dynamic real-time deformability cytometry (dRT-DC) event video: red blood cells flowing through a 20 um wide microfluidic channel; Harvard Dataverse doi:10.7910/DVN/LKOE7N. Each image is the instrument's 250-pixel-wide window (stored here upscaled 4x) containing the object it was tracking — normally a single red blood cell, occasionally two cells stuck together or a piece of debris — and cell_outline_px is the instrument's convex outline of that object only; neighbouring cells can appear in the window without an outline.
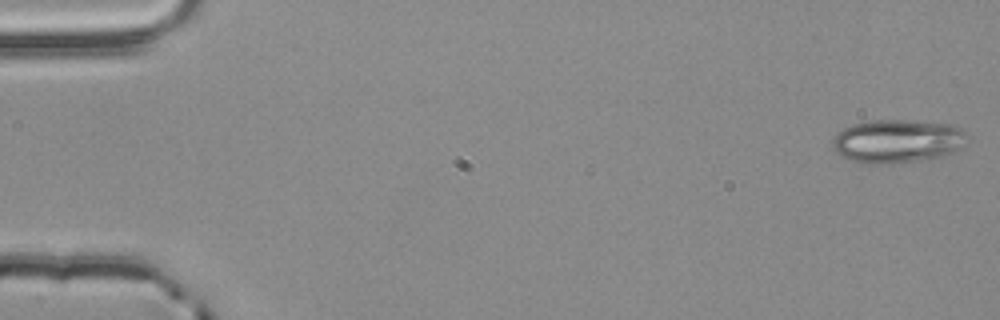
{"species": "common noctule bat (a hibernating species)", "species_latin": "Nyctalus noctula", "temperature_condition": "room temperature", "stored_images_in_passage": 54, "camera_frame_rate_fps": 3000, "um_per_image_px": 0.085, "animal": {"sex": "male", "body_mass_g": 20.4}, "frame": {"image": 1, "passage_image": 1, "time_ms": 0.0, "image_size_px": [1000, 320], "cell_outline_px": [[968, 136], [960, 148], [952, 152], [928, 160], [888, 164], [860, 164], [848, 160], [840, 156], [836, 152], [832, 144], [832, 140], [836, 132], [852, 124], [872, 120], [908, 120], [952, 124], [968, 132]], "centroid_in_image_um": [76.25, 12.01], "position_along_channel_um": 8.8, "area_um2": 34.68}}
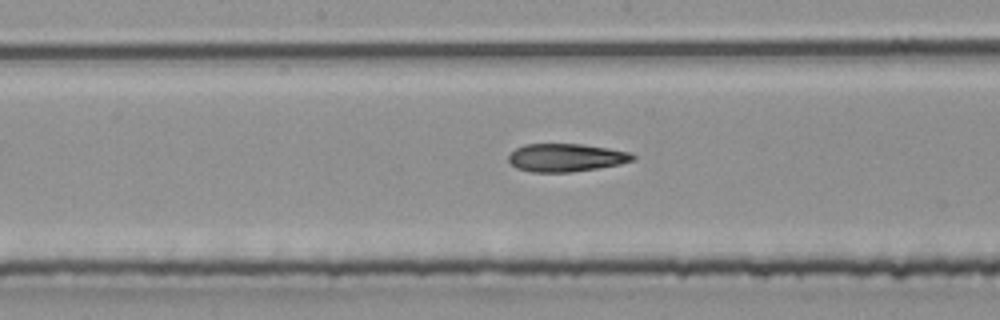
{"frame": {"image": 2, "passage_image": 28, "time_ms": 9.0, "image_size_px": [1000, 320], "cell_outline_px": [[636, 160], [620, 164], [596, 168], [568, 172], [532, 172], [516, 168], [508, 160], [508, 156], [516, 148], [524, 144], [580, 144], [608, 148], [632, 152], [636, 156]], "centroid_in_image_um": [48.13, 13.39], "position_along_channel_um": 200.1, "area_um2": 20.29}}
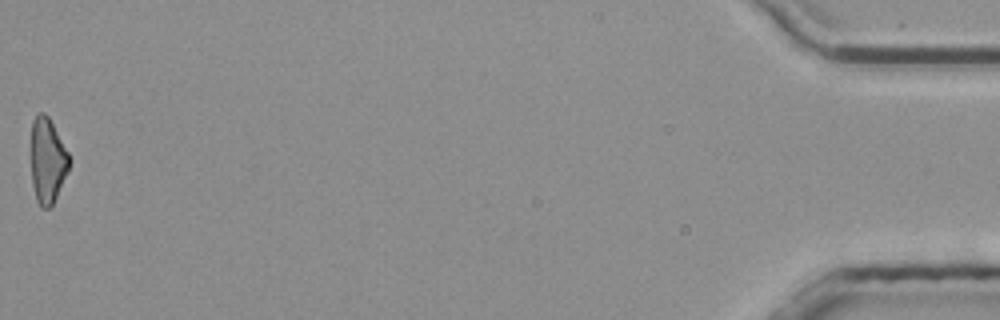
{"frame": {"image": 3, "passage_image": 54, "time_ms": 17.667, "image_size_px": [1000, 320], "cell_outline_px": [[72, 160], [68, 172], [52, 204], [48, 208], [40, 208], [36, 200], [32, 184], [32, 120], [40, 112], [44, 112], [48, 116], [68, 152]], "centroid_in_image_um": [4.05, 13.66], "position_along_channel_um": 431.1, "area_um2": 18.84}, "authors_computed_cell_mechanics": {"area_um2": 20.6924, "velocity_mm_per_s": 3.8871, "shape_relaxation_time_tau1_ms": null, "shape_relaxation_time_tau2_ms": 6.4215, "deformation_change_tau1": null, "deformation_change_tau2": 0.179}}